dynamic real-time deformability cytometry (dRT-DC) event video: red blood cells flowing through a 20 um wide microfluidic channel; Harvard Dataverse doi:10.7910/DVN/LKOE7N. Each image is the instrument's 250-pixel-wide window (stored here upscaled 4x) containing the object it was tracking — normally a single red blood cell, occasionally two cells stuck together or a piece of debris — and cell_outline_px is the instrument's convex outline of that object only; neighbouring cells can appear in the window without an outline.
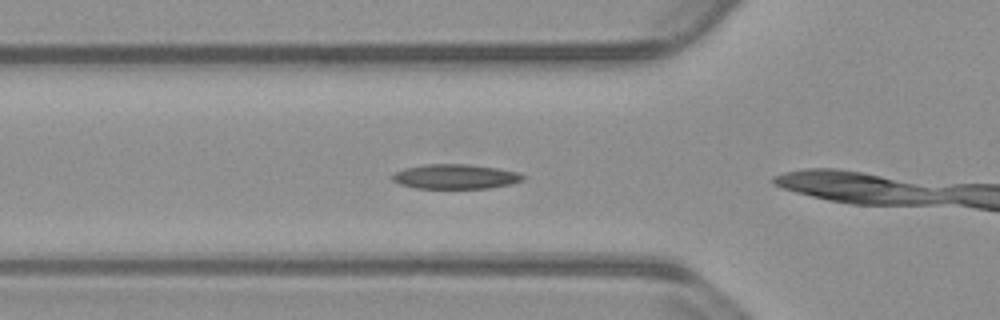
{"species": "common noctule bat (a hibernating species)", "species_latin": "Nyctalus noctula", "temperature_condition": "warm", "stored_images_in_passage": 4, "camera_frame_rate_fps": 3000, "um_per_image_px": 0.085, "animal": {"sex": "male", "body_mass_g": 23.1, "forearm_length_mm": 52.7}, "frame": {"image": 1, "passage_image": 2, "time_ms": 0.333, "image_size_px": [1000, 320], "cell_outline_px": [[524, 180], [512, 184], [488, 188], [416, 188], [400, 184], [392, 180], [392, 176], [396, 172], [404, 168], [424, 164], [468, 164], [496, 168], [516, 172], [524, 176]], "centroid_in_image_um": [38.7, 15.01], "position_along_channel_um": 87.1, "area_um2": 18.67}}